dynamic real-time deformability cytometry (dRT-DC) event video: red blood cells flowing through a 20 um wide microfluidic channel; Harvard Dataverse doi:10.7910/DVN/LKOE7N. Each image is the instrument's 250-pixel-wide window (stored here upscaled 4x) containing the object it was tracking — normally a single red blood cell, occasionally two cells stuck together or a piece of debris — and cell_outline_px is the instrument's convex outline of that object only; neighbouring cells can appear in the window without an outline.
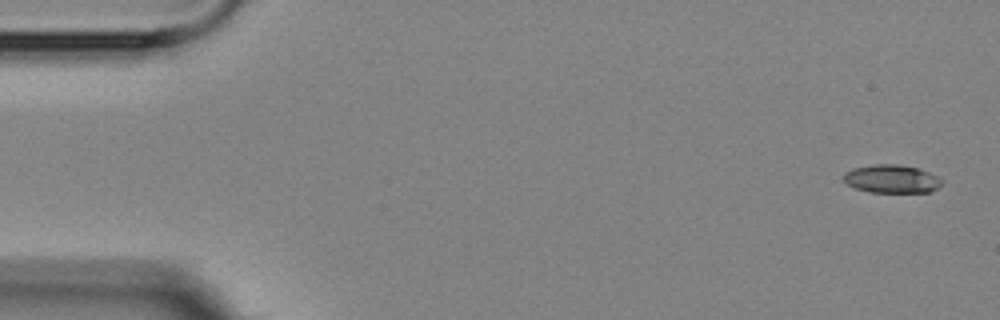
{"species": "Egyptian fruit bat (a non-hibernating species)", "species_latin": "Rousettus aegyptiacus", "temperature_condition": "room temperature", "stored_images_in_passage": 5, "camera_frame_rate_fps": 3000, "um_per_image_px": 0.085, "animal": {"sex": "female"}, "frame": {"image": 1, "passage_image": 1, "time_ms": 0.0, "image_size_px": [1000, 320], "cell_outline_px": [[940, 184], [936, 188], [928, 192], [868, 192], [856, 188], [848, 184], [844, 180], [844, 172], [852, 168], [872, 164], [896, 164], [916, 168], [940, 176]], "centroid_in_image_um": [75.75, 15.2], "position_along_channel_um": 9.2, "area_um2": 16.01}}
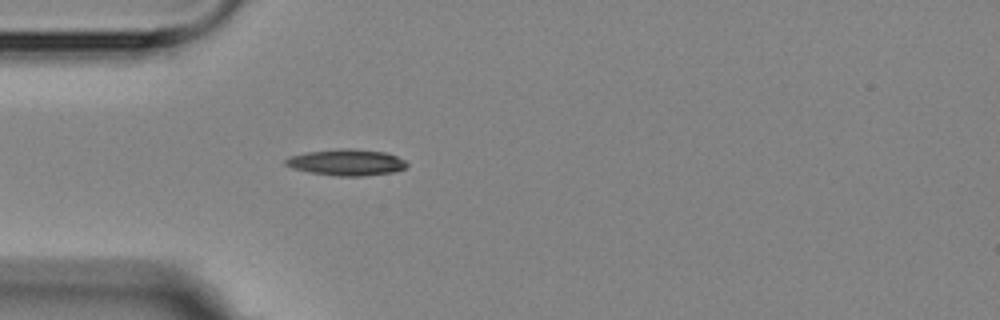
{"frame": {"image": 2, "passage_image": 5, "time_ms": 4.667, "image_size_px": [1000, 320], "cell_outline_px": [[408, 164], [404, 168], [396, 172], [364, 176], [336, 176], [308, 172], [292, 168], [284, 164], [284, 160], [288, 156], [308, 152], [340, 148], [352, 148], [384, 152], [396, 156], [404, 160]], "centroid_in_image_um": [29.43, 13.8], "position_along_channel_um": 55.6, "area_um2": 18.73}}